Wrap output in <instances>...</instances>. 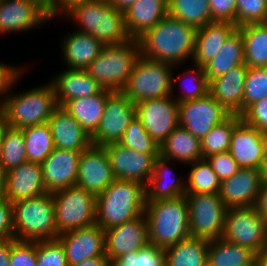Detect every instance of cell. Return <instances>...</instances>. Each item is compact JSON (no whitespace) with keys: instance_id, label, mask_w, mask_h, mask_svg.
Masks as SVG:
<instances>
[{"instance_id":"7","label":"cell","mask_w":267,"mask_h":266,"mask_svg":"<svg viewBox=\"0 0 267 266\" xmlns=\"http://www.w3.org/2000/svg\"><path fill=\"white\" fill-rule=\"evenodd\" d=\"M13 205L14 238L21 241L55 240L59 236L55 223L52 193L19 200Z\"/></svg>"},{"instance_id":"13","label":"cell","mask_w":267,"mask_h":266,"mask_svg":"<svg viewBox=\"0 0 267 266\" xmlns=\"http://www.w3.org/2000/svg\"><path fill=\"white\" fill-rule=\"evenodd\" d=\"M230 115L209 93L202 98L178 103L179 126L200 140Z\"/></svg>"},{"instance_id":"47","label":"cell","mask_w":267,"mask_h":266,"mask_svg":"<svg viewBox=\"0 0 267 266\" xmlns=\"http://www.w3.org/2000/svg\"><path fill=\"white\" fill-rule=\"evenodd\" d=\"M37 266H68L66 253L58 239L36 241Z\"/></svg>"},{"instance_id":"18","label":"cell","mask_w":267,"mask_h":266,"mask_svg":"<svg viewBox=\"0 0 267 266\" xmlns=\"http://www.w3.org/2000/svg\"><path fill=\"white\" fill-rule=\"evenodd\" d=\"M149 244L147 219L144 214L104 230L105 255L109 260L137 251Z\"/></svg>"},{"instance_id":"31","label":"cell","mask_w":267,"mask_h":266,"mask_svg":"<svg viewBox=\"0 0 267 266\" xmlns=\"http://www.w3.org/2000/svg\"><path fill=\"white\" fill-rule=\"evenodd\" d=\"M160 156L186 165L201 160V140L185 128L177 126L161 144Z\"/></svg>"},{"instance_id":"6","label":"cell","mask_w":267,"mask_h":266,"mask_svg":"<svg viewBox=\"0 0 267 266\" xmlns=\"http://www.w3.org/2000/svg\"><path fill=\"white\" fill-rule=\"evenodd\" d=\"M140 56L141 49L137 39L104 45L85 71L103 89L122 91Z\"/></svg>"},{"instance_id":"24","label":"cell","mask_w":267,"mask_h":266,"mask_svg":"<svg viewBox=\"0 0 267 266\" xmlns=\"http://www.w3.org/2000/svg\"><path fill=\"white\" fill-rule=\"evenodd\" d=\"M247 69L244 63L209 81V94L231 114H243Z\"/></svg>"},{"instance_id":"56","label":"cell","mask_w":267,"mask_h":266,"mask_svg":"<svg viewBox=\"0 0 267 266\" xmlns=\"http://www.w3.org/2000/svg\"><path fill=\"white\" fill-rule=\"evenodd\" d=\"M109 261V258L104 254L103 256L89 258L81 263L68 266H109Z\"/></svg>"},{"instance_id":"20","label":"cell","mask_w":267,"mask_h":266,"mask_svg":"<svg viewBox=\"0 0 267 266\" xmlns=\"http://www.w3.org/2000/svg\"><path fill=\"white\" fill-rule=\"evenodd\" d=\"M80 154L78 151L55 148L40 164L47 193L76 185Z\"/></svg>"},{"instance_id":"50","label":"cell","mask_w":267,"mask_h":266,"mask_svg":"<svg viewBox=\"0 0 267 266\" xmlns=\"http://www.w3.org/2000/svg\"><path fill=\"white\" fill-rule=\"evenodd\" d=\"M241 117L249 126L267 134V98L253 103Z\"/></svg>"},{"instance_id":"54","label":"cell","mask_w":267,"mask_h":266,"mask_svg":"<svg viewBox=\"0 0 267 266\" xmlns=\"http://www.w3.org/2000/svg\"><path fill=\"white\" fill-rule=\"evenodd\" d=\"M255 211L267 222V184H262L260 192L253 205Z\"/></svg>"},{"instance_id":"22","label":"cell","mask_w":267,"mask_h":266,"mask_svg":"<svg viewBox=\"0 0 267 266\" xmlns=\"http://www.w3.org/2000/svg\"><path fill=\"white\" fill-rule=\"evenodd\" d=\"M259 169L240 168L220 184L219 196L227 208L253 206L261 189Z\"/></svg>"},{"instance_id":"52","label":"cell","mask_w":267,"mask_h":266,"mask_svg":"<svg viewBox=\"0 0 267 266\" xmlns=\"http://www.w3.org/2000/svg\"><path fill=\"white\" fill-rule=\"evenodd\" d=\"M21 67L2 64L0 62V106L5 99L7 92L17 83L18 78L22 75ZM20 75V76H19ZM5 95V96H4Z\"/></svg>"},{"instance_id":"14","label":"cell","mask_w":267,"mask_h":266,"mask_svg":"<svg viewBox=\"0 0 267 266\" xmlns=\"http://www.w3.org/2000/svg\"><path fill=\"white\" fill-rule=\"evenodd\" d=\"M135 109L136 117L159 147L179 126L178 102L173 95L141 101Z\"/></svg>"},{"instance_id":"42","label":"cell","mask_w":267,"mask_h":266,"mask_svg":"<svg viewBox=\"0 0 267 266\" xmlns=\"http://www.w3.org/2000/svg\"><path fill=\"white\" fill-rule=\"evenodd\" d=\"M119 144L146 154H160V147L135 116L126 128Z\"/></svg>"},{"instance_id":"62","label":"cell","mask_w":267,"mask_h":266,"mask_svg":"<svg viewBox=\"0 0 267 266\" xmlns=\"http://www.w3.org/2000/svg\"><path fill=\"white\" fill-rule=\"evenodd\" d=\"M80 1H86V0H59V15H61L73 3Z\"/></svg>"},{"instance_id":"61","label":"cell","mask_w":267,"mask_h":266,"mask_svg":"<svg viewBox=\"0 0 267 266\" xmlns=\"http://www.w3.org/2000/svg\"><path fill=\"white\" fill-rule=\"evenodd\" d=\"M258 266H267V246L256 254Z\"/></svg>"},{"instance_id":"2","label":"cell","mask_w":267,"mask_h":266,"mask_svg":"<svg viewBox=\"0 0 267 266\" xmlns=\"http://www.w3.org/2000/svg\"><path fill=\"white\" fill-rule=\"evenodd\" d=\"M80 24L77 30L90 34L103 45L131 40L125 27L124 12L114 8L109 0H86L73 3L62 14Z\"/></svg>"},{"instance_id":"3","label":"cell","mask_w":267,"mask_h":266,"mask_svg":"<svg viewBox=\"0 0 267 266\" xmlns=\"http://www.w3.org/2000/svg\"><path fill=\"white\" fill-rule=\"evenodd\" d=\"M145 185L116 179L96 196V224L103 230L131 221L145 211Z\"/></svg>"},{"instance_id":"51","label":"cell","mask_w":267,"mask_h":266,"mask_svg":"<svg viewBox=\"0 0 267 266\" xmlns=\"http://www.w3.org/2000/svg\"><path fill=\"white\" fill-rule=\"evenodd\" d=\"M213 21H229L236 24V0H209Z\"/></svg>"},{"instance_id":"41","label":"cell","mask_w":267,"mask_h":266,"mask_svg":"<svg viewBox=\"0 0 267 266\" xmlns=\"http://www.w3.org/2000/svg\"><path fill=\"white\" fill-rule=\"evenodd\" d=\"M27 162L23 129L5 124L1 159V173Z\"/></svg>"},{"instance_id":"12","label":"cell","mask_w":267,"mask_h":266,"mask_svg":"<svg viewBox=\"0 0 267 266\" xmlns=\"http://www.w3.org/2000/svg\"><path fill=\"white\" fill-rule=\"evenodd\" d=\"M135 116V103L122 91H113L107 97L102 118L91 135L92 144L104 147L118 143Z\"/></svg>"},{"instance_id":"8","label":"cell","mask_w":267,"mask_h":266,"mask_svg":"<svg viewBox=\"0 0 267 266\" xmlns=\"http://www.w3.org/2000/svg\"><path fill=\"white\" fill-rule=\"evenodd\" d=\"M173 67L169 63L140 56L122 92L135 104L171 96L176 86Z\"/></svg>"},{"instance_id":"35","label":"cell","mask_w":267,"mask_h":266,"mask_svg":"<svg viewBox=\"0 0 267 266\" xmlns=\"http://www.w3.org/2000/svg\"><path fill=\"white\" fill-rule=\"evenodd\" d=\"M242 35L244 63L247 67H267V24H249L237 28Z\"/></svg>"},{"instance_id":"36","label":"cell","mask_w":267,"mask_h":266,"mask_svg":"<svg viewBox=\"0 0 267 266\" xmlns=\"http://www.w3.org/2000/svg\"><path fill=\"white\" fill-rule=\"evenodd\" d=\"M256 259L251 249L222 238L209 240L208 266H244Z\"/></svg>"},{"instance_id":"60","label":"cell","mask_w":267,"mask_h":266,"mask_svg":"<svg viewBox=\"0 0 267 266\" xmlns=\"http://www.w3.org/2000/svg\"><path fill=\"white\" fill-rule=\"evenodd\" d=\"M7 200L5 176L0 172V203Z\"/></svg>"},{"instance_id":"45","label":"cell","mask_w":267,"mask_h":266,"mask_svg":"<svg viewBox=\"0 0 267 266\" xmlns=\"http://www.w3.org/2000/svg\"><path fill=\"white\" fill-rule=\"evenodd\" d=\"M192 67H194V69H188L186 72L182 73L184 74L183 78H185L186 75L189 76L187 79L190 78V80H188L192 82V85H189L190 83L185 85V83L182 82L184 83L183 87H185H181V89H183V94L181 92L179 96L174 98L178 103L202 98L209 93V81L205 75L204 67L198 65H193Z\"/></svg>"},{"instance_id":"49","label":"cell","mask_w":267,"mask_h":266,"mask_svg":"<svg viewBox=\"0 0 267 266\" xmlns=\"http://www.w3.org/2000/svg\"><path fill=\"white\" fill-rule=\"evenodd\" d=\"M205 159L221 182L234 175L240 169L229 151L212 154Z\"/></svg>"},{"instance_id":"21","label":"cell","mask_w":267,"mask_h":266,"mask_svg":"<svg viewBox=\"0 0 267 266\" xmlns=\"http://www.w3.org/2000/svg\"><path fill=\"white\" fill-rule=\"evenodd\" d=\"M57 239L64 247L68 265L105 254L104 230L96 223L61 233Z\"/></svg>"},{"instance_id":"55","label":"cell","mask_w":267,"mask_h":266,"mask_svg":"<svg viewBox=\"0 0 267 266\" xmlns=\"http://www.w3.org/2000/svg\"><path fill=\"white\" fill-rule=\"evenodd\" d=\"M11 239L0 241V266H10Z\"/></svg>"},{"instance_id":"11","label":"cell","mask_w":267,"mask_h":266,"mask_svg":"<svg viewBox=\"0 0 267 266\" xmlns=\"http://www.w3.org/2000/svg\"><path fill=\"white\" fill-rule=\"evenodd\" d=\"M221 238L258 254L267 246V222L253 206L227 208Z\"/></svg>"},{"instance_id":"32","label":"cell","mask_w":267,"mask_h":266,"mask_svg":"<svg viewBox=\"0 0 267 266\" xmlns=\"http://www.w3.org/2000/svg\"><path fill=\"white\" fill-rule=\"evenodd\" d=\"M113 91L103 89L100 93L67 101L62 108L72 115L91 136L102 118L107 97Z\"/></svg>"},{"instance_id":"19","label":"cell","mask_w":267,"mask_h":266,"mask_svg":"<svg viewBox=\"0 0 267 266\" xmlns=\"http://www.w3.org/2000/svg\"><path fill=\"white\" fill-rule=\"evenodd\" d=\"M228 151L240 168L259 169L267 151V134L241 120L233 129Z\"/></svg>"},{"instance_id":"30","label":"cell","mask_w":267,"mask_h":266,"mask_svg":"<svg viewBox=\"0 0 267 266\" xmlns=\"http://www.w3.org/2000/svg\"><path fill=\"white\" fill-rule=\"evenodd\" d=\"M171 161L160 155L155 159L153 173L145 186L146 201L182 197L186 195V181L173 178ZM181 180V181H180Z\"/></svg>"},{"instance_id":"4","label":"cell","mask_w":267,"mask_h":266,"mask_svg":"<svg viewBox=\"0 0 267 266\" xmlns=\"http://www.w3.org/2000/svg\"><path fill=\"white\" fill-rule=\"evenodd\" d=\"M149 244L167 248L190 237L186 196L146 201Z\"/></svg>"},{"instance_id":"64","label":"cell","mask_w":267,"mask_h":266,"mask_svg":"<svg viewBox=\"0 0 267 266\" xmlns=\"http://www.w3.org/2000/svg\"><path fill=\"white\" fill-rule=\"evenodd\" d=\"M244 266H258L257 260L255 259L252 263L249 265H244Z\"/></svg>"},{"instance_id":"63","label":"cell","mask_w":267,"mask_h":266,"mask_svg":"<svg viewBox=\"0 0 267 266\" xmlns=\"http://www.w3.org/2000/svg\"><path fill=\"white\" fill-rule=\"evenodd\" d=\"M5 129V123L0 118V172H1V159H2V147H3V134Z\"/></svg>"},{"instance_id":"33","label":"cell","mask_w":267,"mask_h":266,"mask_svg":"<svg viewBox=\"0 0 267 266\" xmlns=\"http://www.w3.org/2000/svg\"><path fill=\"white\" fill-rule=\"evenodd\" d=\"M209 240L188 237L164 249L166 266H208Z\"/></svg>"},{"instance_id":"38","label":"cell","mask_w":267,"mask_h":266,"mask_svg":"<svg viewBox=\"0 0 267 266\" xmlns=\"http://www.w3.org/2000/svg\"><path fill=\"white\" fill-rule=\"evenodd\" d=\"M27 161L41 164L55 149L48 123L23 129Z\"/></svg>"},{"instance_id":"28","label":"cell","mask_w":267,"mask_h":266,"mask_svg":"<svg viewBox=\"0 0 267 266\" xmlns=\"http://www.w3.org/2000/svg\"><path fill=\"white\" fill-rule=\"evenodd\" d=\"M237 28L229 21H212L197 29L193 64L201 67L208 64Z\"/></svg>"},{"instance_id":"39","label":"cell","mask_w":267,"mask_h":266,"mask_svg":"<svg viewBox=\"0 0 267 266\" xmlns=\"http://www.w3.org/2000/svg\"><path fill=\"white\" fill-rule=\"evenodd\" d=\"M241 120V115L231 114L222 123L213 127L201 140L202 159L212 154L227 152L233 129Z\"/></svg>"},{"instance_id":"26","label":"cell","mask_w":267,"mask_h":266,"mask_svg":"<svg viewBox=\"0 0 267 266\" xmlns=\"http://www.w3.org/2000/svg\"><path fill=\"white\" fill-rule=\"evenodd\" d=\"M50 83L54 88L59 107L69 100L93 96L103 90L102 86L85 70L65 69L63 73L56 74Z\"/></svg>"},{"instance_id":"23","label":"cell","mask_w":267,"mask_h":266,"mask_svg":"<svg viewBox=\"0 0 267 266\" xmlns=\"http://www.w3.org/2000/svg\"><path fill=\"white\" fill-rule=\"evenodd\" d=\"M9 202L36 198L47 193L44 188L41 165L25 162L4 173Z\"/></svg>"},{"instance_id":"17","label":"cell","mask_w":267,"mask_h":266,"mask_svg":"<svg viewBox=\"0 0 267 266\" xmlns=\"http://www.w3.org/2000/svg\"><path fill=\"white\" fill-rule=\"evenodd\" d=\"M51 17L37 0H0V35L37 28Z\"/></svg>"},{"instance_id":"25","label":"cell","mask_w":267,"mask_h":266,"mask_svg":"<svg viewBox=\"0 0 267 266\" xmlns=\"http://www.w3.org/2000/svg\"><path fill=\"white\" fill-rule=\"evenodd\" d=\"M55 148L82 152L92 145L91 136L62 107H57L48 120Z\"/></svg>"},{"instance_id":"59","label":"cell","mask_w":267,"mask_h":266,"mask_svg":"<svg viewBox=\"0 0 267 266\" xmlns=\"http://www.w3.org/2000/svg\"><path fill=\"white\" fill-rule=\"evenodd\" d=\"M259 173H260L261 183L267 184V151L260 165Z\"/></svg>"},{"instance_id":"16","label":"cell","mask_w":267,"mask_h":266,"mask_svg":"<svg viewBox=\"0 0 267 266\" xmlns=\"http://www.w3.org/2000/svg\"><path fill=\"white\" fill-rule=\"evenodd\" d=\"M115 180L104 147L92 144L81 152L76 186L97 196Z\"/></svg>"},{"instance_id":"5","label":"cell","mask_w":267,"mask_h":266,"mask_svg":"<svg viewBox=\"0 0 267 266\" xmlns=\"http://www.w3.org/2000/svg\"><path fill=\"white\" fill-rule=\"evenodd\" d=\"M58 107L52 84L29 89L20 94H8L0 106V118L13 128L24 129L47 123Z\"/></svg>"},{"instance_id":"44","label":"cell","mask_w":267,"mask_h":266,"mask_svg":"<svg viewBox=\"0 0 267 266\" xmlns=\"http://www.w3.org/2000/svg\"><path fill=\"white\" fill-rule=\"evenodd\" d=\"M267 98V67H248L243 95V113L255 102Z\"/></svg>"},{"instance_id":"1","label":"cell","mask_w":267,"mask_h":266,"mask_svg":"<svg viewBox=\"0 0 267 266\" xmlns=\"http://www.w3.org/2000/svg\"><path fill=\"white\" fill-rule=\"evenodd\" d=\"M196 31L194 27L167 15L137 40L141 56L171 65L193 58Z\"/></svg>"},{"instance_id":"40","label":"cell","mask_w":267,"mask_h":266,"mask_svg":"<svg viewBox=\"0 0 267 266\" xmlns=\"http://www.w3.org/2000/svg\"><path fill=\"white\" fill-rule=\"evenodd\" d=\"M187 173L186 194L218 193L221 181L206 159L195 161Z\"/></svg>"},{"instance_id":"29","label":"cell","mask_w":267,"mask_h":266,"mask_svg":"<svg viewBox=\"0 0 267 266\" xmlns=\"http://www.w3.org/2000/svg\"><path fill=\"white\" fill-rule=\"evenodd\" d=\"M62 41V55L67 69L86 70L99 55L104 46L90 34L74 31Z\"/></svg>"},{"instance_id":"57","label":"cell","mask_w":267,"mask_h":266,"mask_svg":"<svg viewBox=\"0 0 267 266\" xmlns=\"http://www.w3.org/2000/svg\"><path fill=\"white\" fill-rule=\"evenodd\" d=\"M48 12L51 17L59 15V0H37Z\"/></svg>"},{"instance_id":"15","label":"cell","mask_w":267,"mask_h":266,"mask_svg":"<svg viewBox=\"0 0 267 266\" xmlns=\"http://www.w3.org/2000/svg\"><path fill=\"white\" fill-rule=\"evenodd\" d=\"M115 179L136 181L147 185L153 173L155 159L160 154H146L119 143L104 146Z\"/></svg>"},{"instance_id":"37","label":"cell","mask_w":267,"mask_h":266,"mask_svg":"<svg viewBox=\"0 0 267 266\" xmlns=\"http://www.w3.org/2000/svg\"><path fill=\"white\" fill-rule=\"evenodd\" d=\"M168 15L195 29L213 21L209 0H168Z\"/></svg>"},{"instance_id":"27","label":"cell","mask_w":267,"mask_h":266,"mask_svg":"<svg viewBox=\"0 0 267 266\" xmlns=\"http://www.w3.org/2000/svg\"><path fill=\"white\" fill-rule=\"evenodd\" d=\"M167 15L168 0H137L124 11L127 33L138 39Z\"/></svg>"},{"instance_id":"58","label":"cell","mask_w":267,"mask_h":266,"mask_svg":"<svg viewBox=\"0 0 267 266\" xmlns=\"http://www.w3.org/2000/svg\"><path fill=\"white\" fill-rule=\"evenodd\" d=\"M109 1L114 8L124 12L137 0H109Z\"/></svg>"},{"instance_id":"43","label":"cell","mask_w":267,"mask_h":266,"mask_svg":"<svg viewBox=\"0 0 267 266\" xmlns=\"http://www.w3.org/2000/svg\"><path fill=\"white\" fill-rule=\"evenodd\" d=\"M109 266H166L163 248L148 244L109 261Z\"/></svg>"},{"instance_id":"53","label":"cell","mask_w":267,"mask_h":266,"mask_svg":"<svg viewBox=\"0 0 267 266\" xmlns=\"http://www.w3.org/2000/svg\"><path fill=\"white\" fill-rule=\"evenodd\" d=\"M14 238L13 205L8 200L0 203V241Z\"/></svg>"},{"instance_id":"9","label":"cell","mask_w":267,"mask_h":266,"mask_svg":"<svg viewBox=\"0 0 267 266\" xmlns=\"http://www.w3.org/2000/svg\"><path fill=\"white\" fill-rule=\"evenodd\" d=\"M59 234L96 223V195L76 185L52 193Z\"/></svg>"},{"instance_id":"34","label":"cell","mask_w":267,"mask_h":266,"mask_svg":"<svg viewBox=\"0 0 267 266\" xmlns=\"http://www.w3.org/2000/svg\"><path fill=\"white\" fill-rule=\"evenodd\" d=\"M241 64H244L243 39L241 32L236 29L213 59L204 66L205 75L210 81Z\"/></svg>"},{"instance_id":"46","label":"cell","mask_w":267,"mask_h":266,"mask_svg":"<svg viewBox=\"0 0 267 266\" xmlns=\"http://www.w3.org/2000/svg\"><path fill=\"white\" fill-rule=\"evenodd\" d=\"M236 7L237 27L249 24L266 23V0H236Z\"/></svg>"},{"instance_id":"10","label":"cell","mask_w":267,"mask_h":266,"mask_svg":"<svg viewBox=\"0 0 267 266\" xmlns=\"http://www.w3.org/2000/svg\"><path fill=\"white\" fill-rule=\"evenodd\" d=\"M190 237L221 238L227 207L218 193L186 194Z\"/></svg>"},{"instance_id":"48","label":"cell","mask_w":267,"mask_h":266,"mask_svg":"<svg viewBox=\"0 0 267 266\" xmlns=\"http://www.w3.org/2000/svg\"><path fill=\"white\" fill-rule=\"evenodd\" d=\"M10 266H37L36 241L11 239Z\"/></svg>"}]
</instances>
